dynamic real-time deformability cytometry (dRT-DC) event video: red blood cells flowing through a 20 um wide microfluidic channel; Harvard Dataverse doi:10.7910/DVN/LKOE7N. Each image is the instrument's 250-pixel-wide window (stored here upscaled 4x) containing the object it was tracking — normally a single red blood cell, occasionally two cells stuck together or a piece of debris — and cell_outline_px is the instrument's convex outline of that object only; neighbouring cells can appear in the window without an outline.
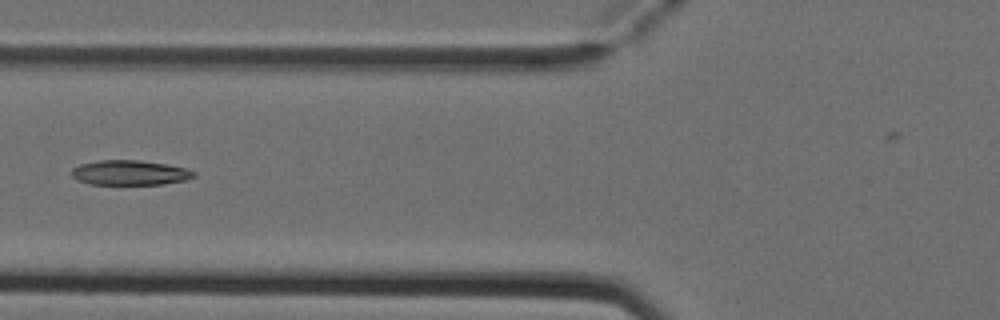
{"species": "Egyptian fruit bat (a non-hibernating species)", "species_latin": "Rousettus aegyptiacus", "temperature_condition": "cold", "stored_images_in_passage": 5, "camera_frame_rate_fps": 3000, "um_per_image_px": 0.085, "animal": {"sex": "female"}, "frame": {"image": 1, "passage_image": 5, "time_ms": 1.333, "image_size_px": [1000, 320], "cell_outline_px": [[196, 176], [184, 180], [164, 184], [88, 184], [76, 180], [72, 176], [72, 168], [80, 164], [96, 160], [140, 160], [168, 164], [184, 168], [196, 172]], "centroid_in_image_um": [11.01, 14.67], "position_along_channel_um": 114.8, "area_um2": 17.8}}